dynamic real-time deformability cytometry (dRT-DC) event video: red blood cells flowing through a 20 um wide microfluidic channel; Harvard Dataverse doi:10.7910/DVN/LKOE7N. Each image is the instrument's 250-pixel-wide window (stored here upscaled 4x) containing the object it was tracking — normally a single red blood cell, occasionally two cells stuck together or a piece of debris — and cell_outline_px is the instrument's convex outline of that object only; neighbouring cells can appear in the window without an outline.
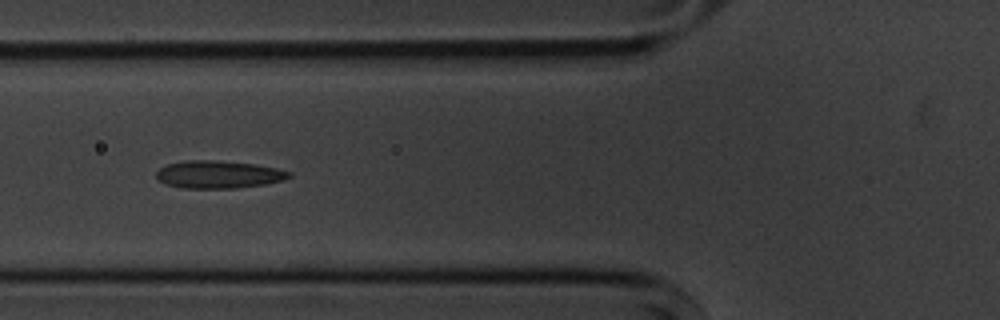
{"species": "common noctule bat (a hibernating species)", "species_latin": "Nyctalus noctula", "temperature_condition": "cold", "stored_images_in_passage": 9, "camera_frame_rate_fps": 3000, "um_per_image_px": 0.085, "animal": {"sex": "male", "body_mass_g": 20.1, "forearm_length_mm": 53.5}, "frame": {"image": 1, "passage_image": 6, "time_ms": 5.667, "image_size_px": [1000, 320], "cell_outline_px": [[292, 176], [284, 180], [264, 184], [236, 188], [184, 188], [164, 184], [156, 180], [156, 172], [160, 168], [168, 164], [188, 160], [216, 160], [256, 164], [276, 168], [292, 172]], "centroid_in_image_um": [18.57, 14.83], "position_along_channel_um": 107.2, "area_um2": 21.5}}
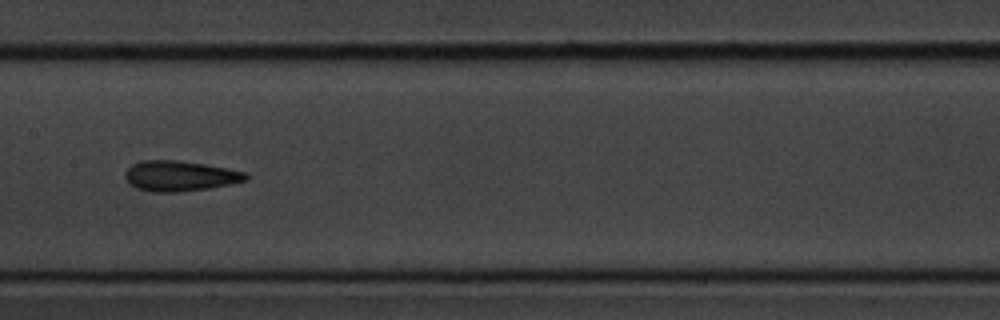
{"frame": {"image": 2, "passage_image": 8, "time_ms": 8.0, "image_size_px": [1000, 320], "cell_outline_px": [[248, 180], [232, 184], [208, 188], [176, 192], [152, 192], [136, 188], [128, 184], [124, 176], [124, 172], [132, 164], [140, 160], [180, 160], [228, 168], [248, 172]], "centroid_in_image_um": [15.28, 14.95], "position_along_channel_um": 192.1, "area_um2": 21.68}}
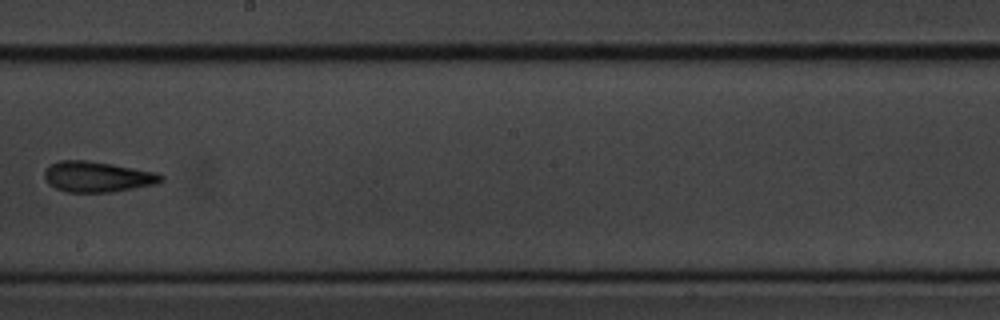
{"frame": {"image": 3, "passage_image": 9, "time_ms": 9.333, "image_size_px": [1000, 320], "cell_outline_px": [[164, 180], [156, 184], [112, 192], [64, 192], [48, 184], [44, 180], [44, 172], [52, 164], [60, 160], [84, 160], [112, 164], [156, 172], [164, 176]], "centroid_in_image_um": [8.27, 15.03], "position_along_channel_um": 239.9, "area_um2": 20.81}}